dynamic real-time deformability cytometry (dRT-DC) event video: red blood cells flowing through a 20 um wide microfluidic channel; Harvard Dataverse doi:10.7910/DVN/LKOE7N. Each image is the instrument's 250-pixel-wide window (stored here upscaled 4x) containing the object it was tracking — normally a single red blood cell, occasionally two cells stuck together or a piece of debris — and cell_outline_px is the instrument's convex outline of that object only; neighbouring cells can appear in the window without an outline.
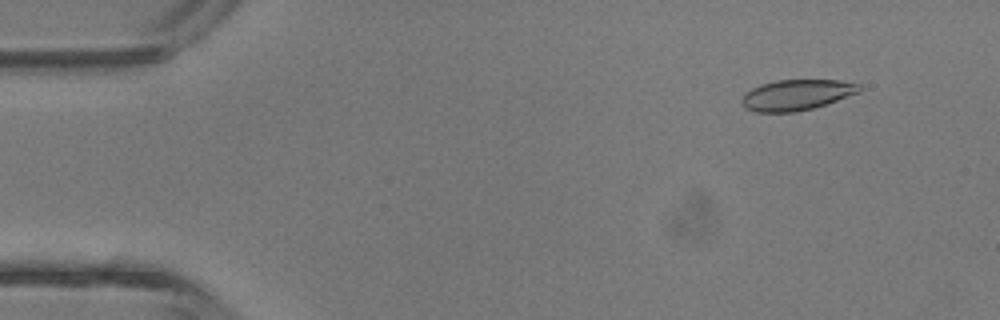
{"species": "common noctule bat (a hibernating species)", "species_latin": "Nyctalus noctula", "temperature_condition": "room temperature", "stored_images_in_passage": 42, "camera_frame_rate_fps": 3000, "um_per_image_px": 0.085, "animal": {"sex": "male", "body_mass_g": 13.3}, "frame": {"image": 1, "passage_image": 4, "time_ms": 1.0, "image_size_px": [1000, 320], "cell_outline_px": [[860, 92], [812, 108], [796, 112], [756, 112], [744, 108], [740, 100], [744, 92], [760, 84], [776, 80], [840, 80], [860, 84]], "centroid_in_image_um": [67.65, 8.06], "position_along_channel_um": 17.3, "area_um2": 21.04}}
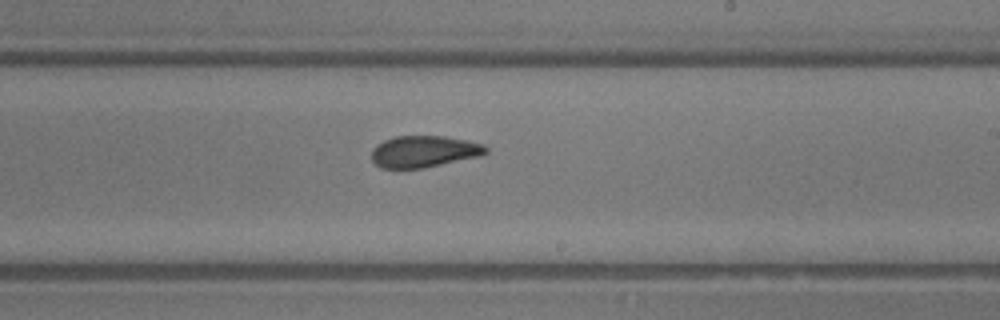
{"frame": {"image": 2, "passage_image": 25, "time_ms": 8.0, "image_size_px": [1000, 320], "cell_outline_px": [[488, 152], [480, 156], [424, 168], [380, 168], [372, 160], [372, 148], [376, 144], [384, 140], [396, 136], [444, 136], [468, 140], [484, 144], [488, 148]], "centroid_in_image_um": [36.05, 12.87], "position_along_channel_um": 253.0, "area_um2": 21.21}}
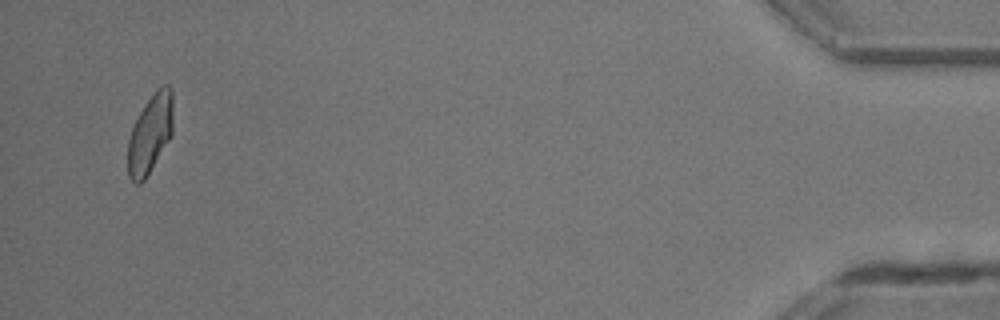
{"frame": {"image": 3, "passage_image": 41, "time_ms": 13.333, "image_size_px": [1000, 320], "cell_outline_px": [[172, 136], [144, 180], [140, 184], [136, 184], [128, 176], [128, 140], [132, 128], [144, 104], [156, 88], [164, 84], [168, 84], [172, 88]], "centroid_in_image_um": [12.77, 11.35], "position_along_channel_um": 422.4, "area_um2": 20.81}, "authors_computed_cell_mechanics": {"area_um2": 21.3282, "velocity_mm_per_s": 4.7944, "shape_relaxation_time_tau1_ms": 4.6287, "shape_relaxation_time_tau2_ms": 1.9461, "deformation_change_tau1": 0.1372, "deformation_change_tau2": 0.0733}}